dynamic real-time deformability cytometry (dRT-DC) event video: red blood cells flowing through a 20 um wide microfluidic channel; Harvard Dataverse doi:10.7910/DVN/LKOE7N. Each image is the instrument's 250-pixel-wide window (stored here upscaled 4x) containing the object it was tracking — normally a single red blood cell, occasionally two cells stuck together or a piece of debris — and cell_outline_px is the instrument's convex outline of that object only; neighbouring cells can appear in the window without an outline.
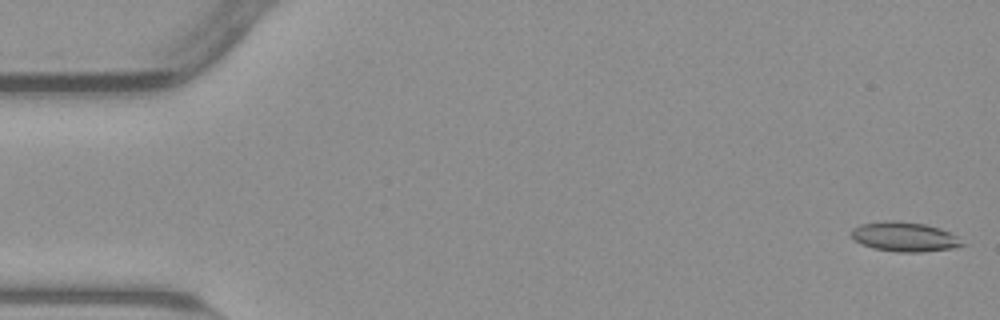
{"species": "common noctule bat (a hibernating species)", "species_latin": "Nyctalus noctula", "temperature_condition": "warm", "stored_images_in_passage": 55, "camera_frame_rate_fps": 3000, "um_per_image_px": 0.085, "animal": {"sex": "male", "body_mass_g": 23.1, "forearm_length_mm": 52.7}, "frame": {"image": 1, "passage_image": 1, "time_ms": 0.0, "image_size_px": [1000, 320], "cell_outline_px": [[968, 244], [952, 248], [924, 252], [900, 252], [872, 248], [856, 240], [852, 236], [852, 228], [860, 224], [888, 220], [896, 220], [924, 224], [940, 228], [956, 236]], "centroid_in_image_um": [76.91, 20.12], "position_along_channel_um": 8.1, "area_um2": 19.02}}
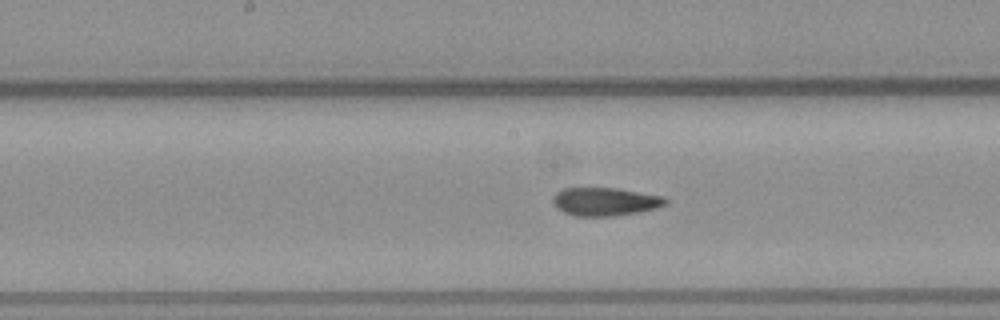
{"frame": {"image": 2, "passage_image": 27, "time_ms": 8.667, "image_size_px": [1000, 320], "cell_outline_px": [[668, 204], [656, 208], [636, 212], [612, 216], [576, 216], [564, 212], [556, 208], [552, 204], [552, 196], [556, 192], [564, 188], [616, 188], [664, 196], [668, 200]], "centroid_in_image_um": [51.41, 17.13], "position_along_channel_um": 196.8, "area_um2": 18.61}}
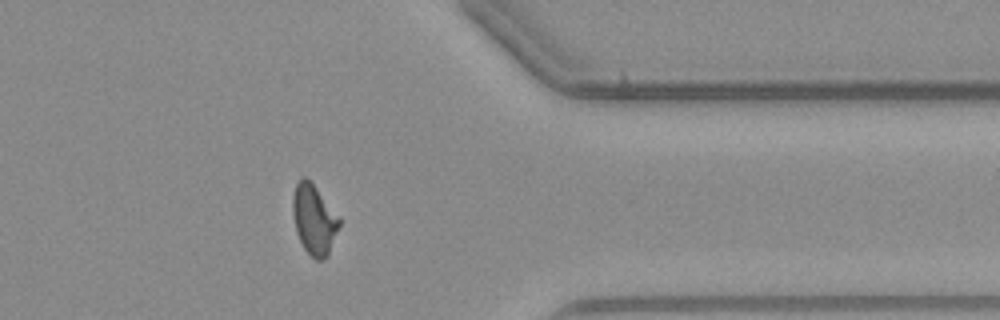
{"frame": {"image": 3, "passage_image": 43, "time_ms": 14.0, "image_size_px": [1000, 320], "cell_outline_px": [[340, 224], [328, 256], [324, 260], [316, 260], [304, 248], [296, 232], [292, 212], [292, 196], [296, 184], [300, 176], [304, 176], [316, 188], [340, 216]], "centroid_in_image_um": [26.69, 18.66], "position_along_channel_um": 384.7, "area_um2": 19.02}, "authors_computed_cell_mechanics": {"area_um2": 18.7272, "velocity_mm_per_s": 3.8239, "shape_relaxation_time_tau1_ms": null, "shape_relaxation_time_tau2_ms": 2.9708, "deformation_change_tau1": null, "deformation_change_tau2": 0.0808}}